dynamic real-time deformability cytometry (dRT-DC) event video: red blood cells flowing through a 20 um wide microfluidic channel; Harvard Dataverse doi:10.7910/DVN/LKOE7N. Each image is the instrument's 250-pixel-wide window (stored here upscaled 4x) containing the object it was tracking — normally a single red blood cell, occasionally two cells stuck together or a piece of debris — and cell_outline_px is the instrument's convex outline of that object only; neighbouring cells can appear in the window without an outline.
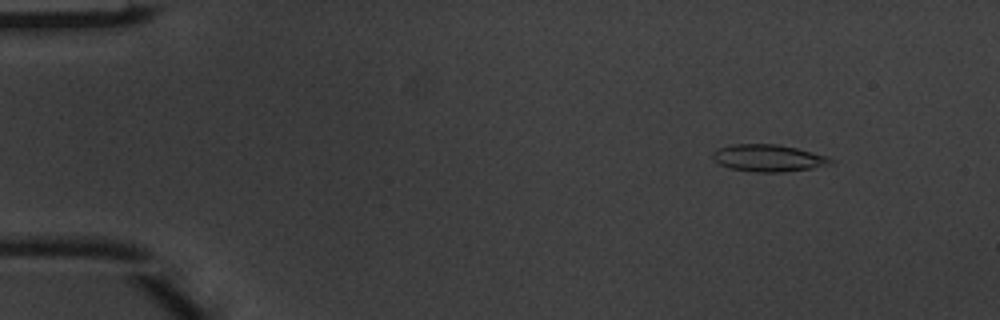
{"species": "common noctule bat (a hibernating species)", "species_latin": "Nyctalus noctula", "temperature_condition": "warm", "stored_images_in_passage": 5, "camera_frame_rate_fps": 3000, "um_per_image_px": 0.085, "animal": {"sex": "male", "body_mass_g": 20.1, "forearm_length_mm": 53.5}, "frame": {"image": 1, "passage_image": 2, "time_ms": 0.333, "image_size_px": [1000, 320], "cell_outline_px": [[836, 164], [812, 168], [784, 172], [756, 172], [732, 168], [720, 164], [712, 156], [712, 152], [720, 148], [732, 144], [776, 144], [796, 148], [828, 156], [836, 160]], "centroid_in_image_um": [65.4, 13.44], "position_along_channel_um": 19.6, "area_um2": 18.61}}